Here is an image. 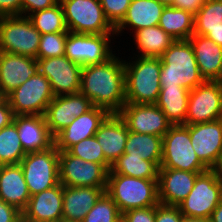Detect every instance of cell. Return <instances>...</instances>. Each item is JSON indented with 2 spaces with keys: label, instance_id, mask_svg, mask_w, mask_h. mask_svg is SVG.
<instances>
[{
  "label": "cell",
  "instance_id": "cell-1",
  "mask_svg": "<svg viewBox=\"0 0 222 222\" xmlns=\"http://www.w3.org/2000/svg\"><path fill=\"white\" fill-rule=\"evenodd\" d=\"M123 59L115 53L103 63L82 68L80 93L109 113H118L126 103Z\"/></svg>",
  "mask_w": 222,
  "mask_h": 222
},
{
  "label": "cell",
  "instance_id": "cell-2",
  "mask_svg": "<svg viewBox=\"0 0 222 222\" xmlns=\"http://www.w3.org/2000/svg\"><path fill=\"white\" fill-rule=\"evenodd\" d=\"M128 60H124L126 103L156 104L161 89V58L133 55Z\"/></svg>",
  "mask_w": 222,
  "mask_h": 222
},
{
  "label": "cell",
  "instance_id": "cell-3",
  "mask_svg": "<svg viewBox=\"0 0 222 222\" xmlns=\"http://www.w3.org/2000/svg\"><path fill=\"white\" fill-rule=\"evenodd\" d=\"M160 58L161 87H184L191 91L205 81L189 40H175Z\"/></svg>",
  "mask_w": 222,
  "mask_h": 222
},
{
  "label": "cell",
  "instance_id": "cell-4",
  "mask_svg": "<svg viewBox=\"0 0 222 222\" xmlns=\"http://www.w3.org/2000/svg\"><path fill=\"white\" fill-rule=\"evenodd\" d=\"M123 214L137 208L156 206L158 179H141L122 174H108L105 191Z\"/></svg>",
  "mask_w": 222,
  "mask_h": 222
},
{
  "label": "cell",
  "instance_id": "cell-5",
  "mask_svg": "<svg viewBox=\"0 0 222 222\" xmlns=\"http://www.w3.org/2000/svg\"><path fill=\"white\" fill-rule=\"evenodd\" d=\"M160 168L205 172L208 168L197 157L192 144L188 125H171L163 136Z\"/></svg>",
  "mask_w": 222,
  "mask_h": 222
},
{
  "label": "cell",
  "instance_id": "cell-6",
  "mask_svg": "<svg viewBox=\"0 0 222 222\" xmlns=\"http://www.w3.org/2000/svg\"><path fill=\"white\" fill-rule=\"evenodd\" d=\"M68 31L83 34H115L100 0H59Z\"/></svg>",
  "mask_w": 222,
  "mask_h": 222
},
{
  "label": "cell",
  "instance_id": "cell-7",
  "mask_svg": "<svg viewBox=\"0 0 222 222\" xmlns=\"http://www.w3.org/2000/svg\"><path fill=\"white\" fill-rule=\"evenodd\" d=\"M41 34L25 16L0 17V51L37 59Z\"/></svg>",
  "mask_w": 222,
  "mask_h": 222
},
{
  "label": "cell",
  "instance_id": "cell-8",
  "mask_svg": "<svg viewBox=\"0 0 222 222\" xmlns=\"http://www.w3.org/2000/svg\"><path fill=\"white\" fill-rule=\"evenodd\" d=\"M19 164L31 196L60 183L59 150L55 145L45 151L26 153Z\"/></svg>",
  "mask_w": 222,
  "mask_h": 222
},
{
  "label": "cell",
  "instance_id": "cell-9",
  "mask_svg": "<svg viewBox=\"0 0 222 222\" xmlns=\"http://www.w3.org/2000/svg\"><path fill=\"white\" fill-rule=\"evenodd\" d=\"M49 80L37 72L6 96L14 115H44L54 99Z\"/></svg>",
  "mask_w": 222,
  "mask_h": 222
},
{
  "label": "cell",
  "instance_id": "cell-10",
  "mask_svg": "<svg viewBox=\"0 0 222 222\" xmlns=\"http://www.w3.org/2000/svg\"><path fill=\"white\" fill-rule=\"evenodd\" d=\"M115 34H83L68 32L64 55L82 67L100 64L116 52L111 46Z\"/></svg>",
  "mask_w": 222,
  "mask_h": 222
},
{
  "label": "cell",
  "instance_id": "cell-11",
  "mask_svg": "<svg viewBox=\"0 0 222 222\" xmlns=\"http://www.w3.org/2000/svg\"><path fill=\"white\" fill-rule=\"evenodd\" d=\"M108 173L102 164L59 151L60 183L65 187H107Z\"/></svg>",
  "mask_w": 222,
  "mask_h": 222
},
{
  "label": "cell",
  "instance_id": "cell-12",
  "mask_svg": "<svg viewBox=\"0 0 222 222\" xmlns=\"http://www.w3.org/2000/svg\"><path fill=\"white\" fill-rule=\"evenodd\" d=\"M222 200V187L208 169L200 173L188 196L178 205L183 216L210 218Z\"/></svg>",
  "mask_w": 222,
  "mask_h": 222
},
{
  "label": "cell",
  "instance_id": "cell-13",
  "mask_svg": "<svg viewBox=\"0 0 222 222\" xmlns=\"http://www.w3.org/2000/svg\"><path fill=\"white\" fill-rule=\"evenodd\" d=\"M222 119V87L205 80L189 92L186 121L194 125Z\"/></svg>",
  "mask_w": 222,
  "mask_h": 222
},
{
  "label": "cell",
  "instance_id": "cell-14",
  "mask_svg": "<svg viewBox=\"0 0 222 222\" xmlns=\"http://www.w3.org/2000/svg\"><path fill=\"white\" fill-rule=\"evenodd\" d=\"M36 61L39 72L49 80L55 97L80 92L81 65L72 62L65 55Z\"/></svg>",
  "mask_w": 222,
  "mask_h": 222
},
{
  "label": "cell",
  "instance_id": "cell-15",
  "mask_svg": "<svg viewBox=\"0 0 222 222\" xmlns=\"http://www.w3.org/2000/svg\"><path fill=\"white\" fill-rule=\"evenodd\" d=\"M118 114L128 131L138 134L163 137L172 125L156 104L125 103Z\"/></svg>",
  "mask_w": 222,
  "mask_h": 222
},
{
  "label": "cell",
  "instance_id": "cell-16",
  "mask_svg": "<svg viewBox=\"0 0 222 222\" xmlns=\"http://www.w3.org/2000/svg\"><path fill=\"white\" fill-rule=\"evenodd\" d=\"M92 107V102L80 92L54 97L44 113L50 133L55 137L72 123L76 117H79Z\"/></svg>",
  "mask_w": 222,
  "mask_h": 222
},
{
  "label": "cell",
  "instance_id": "cell-17",
  "mask_svg": "<svg viewBox=\"0 0 222 222\" xmlns=\"http://www.w3.org/2000/svg\"><path fill=\"white\" fill-rule=\"evenodd\" d=\"M188 130L197 157L210 169L222 152V119L188 125Z\"/></svg>",
  "mask_w": 222,
  "mask_h": 222
},
{
  "label": "cell",
  "instance_id": "cell-18",
  "mask_svg": "<svg viewBox=\"0 0 222 222\" xmlns=\"http://www.w3.org/2000/svg\"><path fill=\"white\" fill-rule=\"evenodd\" d=\"M63 185L46 189L30 197L22 211V222H58L62 219Z\"/></svg>",
  "mask_w": 222,
  "mask_h": 222
},
{
  "label": "cell",
  "instance_id": "cell-19",
  "mask_svg": "<svg viewBox=\"0 0 222 222\" xmlns=\"http://www.w3.org/2000/svg\"><path fill=\"white\" fill-rule=\"evenodd\" d=\"M110 113L101 107L93 106L90 110L60 131L55 138V146L59 151H67L80 141L94 136L100 124Z\"/></svg>",
  "mask_w": 222,
  "mask_h": 222
},
{
  "label": "cell",
  "instance_id": "cell-20",
  "mask_svg": "<svg viewBox=\"0 0 222 222\" xmlns=\"http://www.w3.org/2000/svg\"><path fill=\"white\" fill-rule=\"evenodd\" d=\"M37 72L35 58L0 51V90L5 96Z\"/></svg>",
  "mask_w": 222,
  "mask_h": 222
},
{
  "label": "cell",
  "instance_id": "cell-21",
  "mask_svg": "<svg viewBox=\"0 0 222 222\" xmlns=\"http://www.w3.org/2000/svg\"><path fill=\"white\" fill-rule=\"evenodd\" d=\"M200 173L203 172L160 168L158 175L159 203L178 206L188 196Z\"/></svg>",
  "mask_w": 222,
  "mask_h": 222
},
{
  "label": "cell",
  "instance_id": "cell-22",
  "mask_svg": "<svg viewBox=\"0 0 222 222\" xmlns=\"http://www.w3.org/2000/svg\"><path fill=\"white\" fill-rule=\"evenodd\" d=\"M13 121L25 153L45 151L55 145L44 115H14Z\"/></svg>",
  "mask_w": 222,
  "mask_h": 222
},
{
  "label": "cell",
  "instance_id": "cell-23",
  "mask_svg": "<svg viewBox=\"0 0 222 222\" xmlns=\"http://www.w3.org/2000/svg\"><path fill=\"white\" fill-rule=\"evenodd\" d=\"M128 128L118 113H110L95 133L101 145L105 161L111 166L125 151Z\"/></svg>",
  "mask_w": 222,
  "mask_h": 222
},
{
  "label": "cell",
  "instance_id": "cell-24",
  "mask_svg": "<svg viewBox=\"0 0 222 222\" xmlns=\"http://www.w3.org/2000/svg\"><path fill=\"white\" fill-rule=\"evenodd\" d=\"M165 5L157 0H132L122 21L115 27V36H122L124 30L156 26L159 23Z\"/></svg>",
  "mask_w": 222,
  "mask_h": 222
},
{
  "label": "cell",
  "instance_id": "cell-25",
  "mask_svg": "<svg viewBox=\"0 0 222 222\" xmlns=\"http://www.w3.org/2000/svg\"><path fill=\"white\" fill-rule=\"evenodd\" d=\"M105 191L106 187L63 186L62 219L82 222Z\"/></svg>",
  "mask_w": 222,
  "mask_h": 222
},
{
  "label": "cell",
  "instance_id": "cell-26",
  "mask_svg": "<svg viewBox=\"0 0 222 222\" xmlns=\"http://www.w3.org/2000/svg\"><path fill=\"white\" fill-rule=\"evenodd\" d=\"M31 195L20 164L0 166V199L23 211Z\"/></svg>",
  "mask_w": 222,
  "mask_h": 222
},
{
  "label": "cell",
  "instance_id": "cell-27",
  "mask_svg": "<svg viewBox=\"0 0 222 222\" xmlns=\"http://www.w3.org/2000/svg\"><path fill=\"white\" fill-rule=\"evenodd\" d=\"M188 40L194 49L200 75L204 80L213 81L220 71L222 46L202 35L193 34Z\"/></svg>",
  "mask_w": 222,
  "mask_h": 222
},
{
  "label": "cell",
  "instance_id": "cell-28",
  "mask_svg": "<svg viewBox=\"0 0 222 222\" xmlns=\"http://www.w3.org/2000/svg\"><path fill=\"white\" fill-rule=\"evenodd\" d=\"M222 46V0H208L194 15V33Z\"/></svg>",
  "mask_w": 222,
  "mask_h": 222
},
{
  "label": "cell",
  "instance_id": "cell-29",
  "mask_svg": "<svg viewBox=\"0 0 222 222\" xmlns=\"http://www.w3.org/2000/svg\"><path fill=\"white\" fill-rule=\"evenodd\" d=\"M133 33L134 48L137 49L133 53L134 56L160 58L175 42V39L158 25L139 29Z\"/></svg>",
  "mask_w": 222,
  "mask_h": 222
},
{
  "label": "cell",
  "instance_id": "cell-30",
  "mask_svg": "<svg viewBox=\"0 0 222 222\" xmlns=\"http://www.w3.org/2000/svg\"><path fill=\"white\" fill-rule=\"evenodd\" d=\"M189 92L184 87H161L156 105L172 125L185 124Z\"/></svg>",
  "mask_w": 222,
  "mask_h": 222
},
{
  "label": "cell",
  "instance_id": "cell-31",
  "mask_svg": "<svg viewBox=\"0 0 222 222\" xmlns=\"http://www.w3.org/2000/svg\"><path fill=\"white\" fill-rule=\"evenodd\" d=\"M158 26L175 40H188L194 33V15L173 6H165Z\"/></svg>",
  "mask_w": 222,
  "mask_h": 222
},
{
  "label": "cell",
  "instance_id": "cell-32",
  "mask_svg": "<svg viewBox=\"0 0 222 222\" xmlns=\"http://www.w3.org/2000/svg\"><path fill=\"white\" fill-rule=\"evenodd\" d=\"M161 162L122 154L112 165L108 174H122L141 179H158Z\"/></svg>",
  "mask_w": 222,
  "mask_h": 222
},
{
  "label": "cell",
  "instance_id": "cell-33",
  "mask_svg": "<svg viewBox=\"0 0 222 222\" xmlns=\"http://www.w3.org/2000/svg\"><path fill=\"white\" fill-rule=\"evenodd\" d=\"M162 146L163 137L129 131L123 154L141 157L152 162H161Z\"/></svg>",
  "mask_w": 222,
  "mask_h": 222
},
{
  "label": "cell",
  "instance_id": "cell-34",
  "mask_svg": "<svg viewBox=\"0 0 222 222\" xmlns=\"http://www.w3.org/2000/svg\"><path fill=\"white\" fill-rule=\"evenodd\" d=\"M25 156L16 123L13 121L0 129V166L19 164Z\"/></svg>",
  "mask_w": 222,
  "mask_h": 222
},
{
  "label": "cell",
  "instance_id": "cell-35",
  "mask_svg": "<svg viewBox=\"0 0 222 222\" xmlns=\"http://www.w3.org/2000/svg\"><path fill=\"white\" fill-rule=\"evenodd\" d=\"M28 18L40 34L69 32L60 2L50 8L38 10Z\"/></svg>",
  "mask_w": 222,
  "mask_h": 222
},
{
  "label": "cell",
  "instance_id": "cell-36",
  "mask_svg": "<svg viewBox=\"0 0 222 222\" xmlns=\"http://www.w3.org/2000/svg\"><path fill=\"white\" fill-rule=\"evenodd\" d=\"M121 219L122 213L119 208L112 198L104 192L82 222H119Z\"/></svg>",
  "mask_w": 222,
  "mask_h": 222
},
{
  "label": "cell",
  "instance_id": "cell-37",
  "mask_svg": "<svg viewBox=\"0 0 222 222\" xmlns=\"http://www.w3.org/2000/svg\"><path fill=\"white\" fill-rule=\"evenodd\" d=\"M71 155L81 158L84 161L94 162L104 165L109 171L111 166L105 161V156L101 145L95 136L74 144L67 150Z\"/></svg>",
  "mask_w": 222,
  "mask_h": 222
},
{
  "label": "cell",
  "instance_id": "cell-38",
  "mask_svg": "<svg viewBox=\"0 0 222 222\" xmlns=\"http://www.w3.org/2000/svg\"><path fill=\"white\" fill-rule=\"evenodd\" d=\"M67 35L68 32L41 34L37 59L63 56Z\"/></svg>",
  "mask_w": 222,
  "mask_h": 222
},
{
  "label": "cell",
  "instance_id": "cell-39",
  "mask_svg": "<svg viewBox=\"0 0 222 222\" xmlns=\"http://www.w3.org/2000/svg\"><path fill=\"white\" fill-rule=\"evenodd\" d=\"M132 0H100L104 15L115 28L125 17Z\"/></svg>",
  "mask_w": 222,
  "mask_h": 222
},
{
  "label": "cell",
  "instance_id": "cell-40",
  "mask_svg": "<svg viewBox=\"0 0 222 222\" xmlns=\"http://www.w3.org/2000/svg\"><path fill=\"white\" fill-rule=\"evenodd\" d=\"M182 216L178 206L162 203L155 206V222H181Z\"/></svg>",
  "mask_w": 222,
  "mask_h": 222
},
{
  "label": "cell",
  "instance_id": "cell-41",
  "mask_svg": "<svg viewBox=\"0 0 222 222\" xmlns=\"http://www.w3.org/2000/svg\"><path fill=\"white\" fill-rule=\"evenodd\" d=\"M122 219L125 222H155V206L125 211Z\"/></svg>",
  "mask_w": 222,
  "mask_h": 222
},
{
  "label": "cell",
  "instance_id": "cell-42",
  "mask_svg": "<svg viewBox=\"0 0 222 222\" xmlns=\"http://www.w3.org/2000/svg\"><path fill=\"white\" fill-rule=\"evenodd\" d=\"M59 0H21L22 3V16L28 17L30 14L50 8L56 5Z\"/></svg>",
  "mask_w": 222,
  "mask_h": 222
},
{
  "label": "cell",
  "instance_id": "cell-43",
  "mask_svg": "<svg viewBox=\"0 0 222 222\" xmlns=\"http://www.w3.org/2000/svg\"><path fill=\"white\" fill-rule=\"evenodd\" d=\"M0 222H22V212L0 199Z\"/></svg>",
  "mask_w": 222,
  "mask_h": 222
},
{
  "label": "cell",
  "instance_id": "cell-44",
  "mask_svg": "<svg viewBox=\"0 0 222 222\" xmlns=\"http://www.w3.org/2000/svg\"><path fill=\"white\" fill-rule=\"evenodd\" d=\"M22 16L21 0H0V17Z\"/></svg>",
  "mask_w": 222,
  "mask_h": 222
},
{
  "label": "cell",
  "instance_id": "cell-45",
  "mask_svg": "<svg viewBox=\"0 0 222 222\" xmlns=\"http://www.w3.org/2000/svg\"><path fill=\"white\" fill-rule=\"evenodd\" d=\"M202 3V0H175L172 6L175 8L182 9L184 11H188L195 15L201 8Z\"/></svg>",
  "mask_w": 222,
  "mask_h": 222
},
{
  "label": "cell",
  "instance_id": "cell-46",
  "mask_svg": "<svg viewBox=\"0 0 222 222\" xmlns=\"http://www.w3.org/2000/svg\"><path fill=\"white\" fill-rule=\"evenodd\" d=\"M14 114L13 111L8 103L7 100H5L0 105V129L6 127L11 122H13Z\"/></svg>",
  "mask_w": 222,
  "mask_h": 222
},
{
  "label": "cell",
  "instance_id": "cell-47",
  "mask_svg": "<svg viewBox=\"0 0 222 222\" xmlns=\"http://www.w3.org/2000/svg\"><path fill=\"white\" fill-rule=\"evenodd\" d=\"M210 170L214 173L216 181L222 187V152L217 158L215 164L210 168Z\"/></svg>",
  "mask_w": 222,
  "mask_h": 222
},
{
  "label": "cell",
  "instance_id": "cell-48",
  "mask_svg": "<svg viewBox=\"0 0 222 222\" xmlns=\"http://www.w3.org/2000/svg\"><path fill=\"white\" fill-rule=\"evenodd\" d=\"M211 222H222V200L211 214Z\"/></svg>",
  "mask_w": 222,
  "mask_h": 222
},
{
  "label": "cell",
  "instance_id": "cell-49",
  "mask_svg": "<svg viewBox=\"0 0 222 222\" xmlns=\"http://www.w3.org/2000/svg\"><path fill=\"white\" fill-rule=\"evenodd\" d=\"M181 222H211L210 218H196V217H187V216H182V221Z\"/></svg>",
  "mask_w": 222,
  "mask_h": 222
},
{
  "label": "cell",
  "instance_id": "cell-50",
  "mask_svg": "<svg viewBox=\"0 0 222 222\" xmlns=\"http://www.w3.org/2000/svg\"><path fill=\"white\" fill-rule=\"evenodd\" d=\"M213 81L218 83L222 87V62H221L220 71H219L217 77Z\"/></svg>",
  "mask_w": 222,
  "mask_h": 222
},
{
  "label": "cell",
  "instance_id": "cell-51",
  "mask_svg": "<svg viewBox=\"0 0 222 222\" xmlns=\"http://www.w3.org/2000/svg\"><path fill=\"white\" fill-rule=\"evenodd\" d=\"M158 2L164 4L165 6H172L175 0H157Z\"/></svg>",
  "mask_w": 222,
  "mask_h": 222
},
{
  "label": "cell",
  "instance_id": "cell-52",
  "mask_svg": "<svg viewBox=\"0 0 222 222\" xmlns=\"http://www.w3.org/2000/svg\"><path fill=\"white\" fill-rule=\"evenodd\" d=\"M6 100V96L0 90V105Z\"/></svg>",
  "mask_w": 222,
  "mask_h": 222
},
{
  "label": "cell",
  "instance_id": "cell-53",
  "mask_svg": "<svg viewBox=\"0 0 222 222\" xmlns=\"http://www.w3.org/2000/svg\"><path fill=\"white\" fill-rule=\"evenodd\" d=\"M58 222H79V221H68V220L60 219Z\"/></svg>",
  "mask_w": 222,
  "mask_h": 222
}]
</instances>
